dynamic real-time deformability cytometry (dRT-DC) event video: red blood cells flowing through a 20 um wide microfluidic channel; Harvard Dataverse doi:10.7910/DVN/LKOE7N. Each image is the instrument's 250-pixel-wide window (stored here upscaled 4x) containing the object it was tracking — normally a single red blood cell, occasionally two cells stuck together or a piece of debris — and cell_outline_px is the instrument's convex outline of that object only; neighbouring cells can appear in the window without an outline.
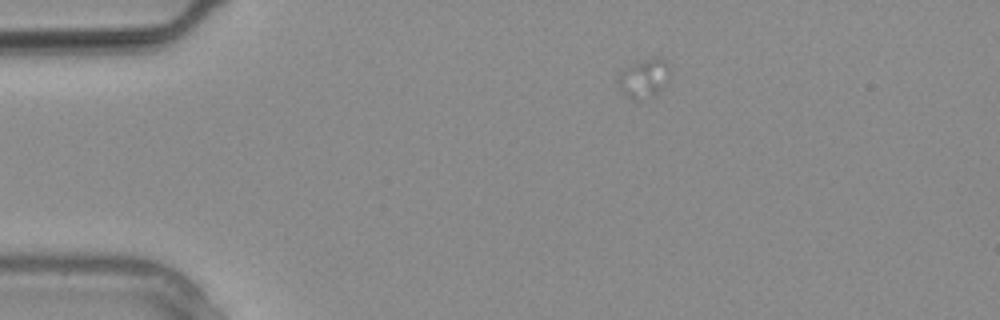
{"species": "common noctule bat (a hibernating species)", "species_latin": "Nyctalus noctula", "temperature_condition": "warm", "stored_images_in_passage": 8, "camera_frame_rate_fps": 3000, "um_per_image_px": 0.085, "animal": {"sex": "male", "body_mass_g": 20.4}, "frame": {"image": 1, "passage_image": 2, "time_ms": 0.333, "image_size_px": [1000, 320], "cell_outline_px": [[668, 84], [656, 96], [632, 100], [620, 88], [616, 80], [616, 76], [624, 68], [632, 64], [656, 56], [660, 56], [668, 60]], "centroid_in_image_um": [54.77, 6.64], "position_along_channel_um": 30.2, "area_um2": 12.02}}